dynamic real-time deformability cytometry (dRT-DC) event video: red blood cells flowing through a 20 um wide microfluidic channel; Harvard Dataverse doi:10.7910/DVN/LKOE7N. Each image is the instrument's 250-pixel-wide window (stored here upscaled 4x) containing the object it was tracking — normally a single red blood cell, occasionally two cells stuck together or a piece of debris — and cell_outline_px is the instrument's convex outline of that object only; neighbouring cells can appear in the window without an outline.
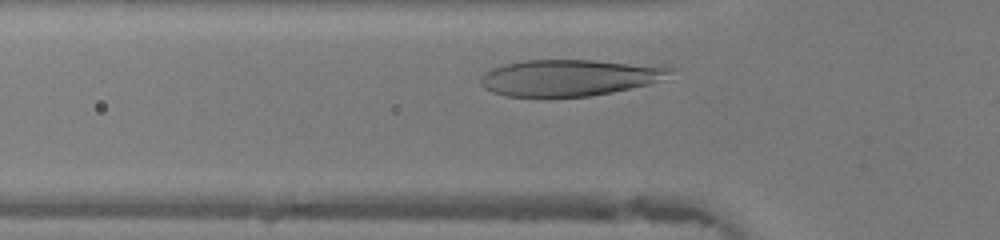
{"species": "human", "species_latin": "Homo sapiens", "temperature_condition": "warm", "stored_images_in_passage": 26, "camera_frame_rate_fps": 3000, "um_per_image_px": 0.085, "donor": {"sex": "female"}, "frame": {"image": 1, "passage_image": 5, "time_ms": 1.333, "image_size_px": [1000, 240], "cell_outline_px": [[672, 72], [648, 84], [612, 92], [588, 96], [508, 96], [492, 92], [484, 88], [480, 84], [480, 80], [484, 72], [492, 68], [504, 64], [524, 60], [592, 60], [660, 64], [672, 68]], "centroid_in_image_um": [48.39, 6.58], "position_along_channel_um": 77.4, "area_um2": 40.17}}
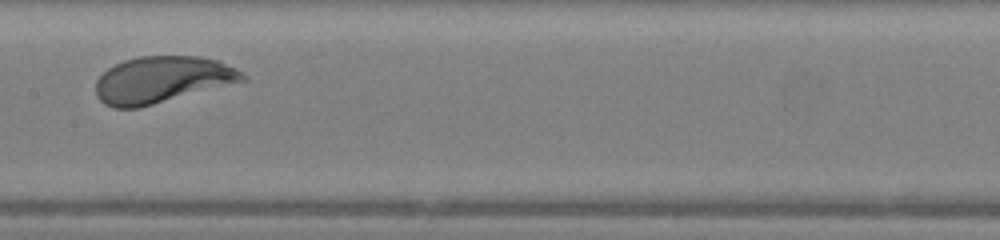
{"frame": {"image": 2, "passage_image": 13, "time_ms": 4.0, "image_size_px": [1000, 240], "cell_outline_px": [[248, 80], [140, 108], [112, 108], [104, 104], [96, 96], [96, 80], [108, 68], [124, 60], [140, 56], [200, 56], [220, 60], [236, 68], [248, 76]], "centroid_in_image_um": [13.81, 6.78], "position_along_channel_um": 193.6, "area_um2": 40.29}}
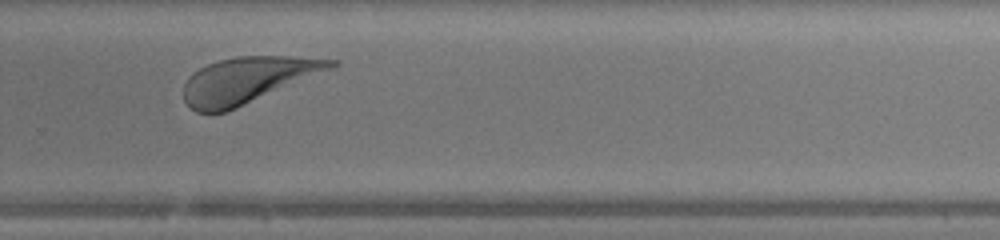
{"frame": {"image": 3, "passage_image": 21, "time_ms": 6.667, "image_size_px": [1000, 240], "cell_outline_px": [[340, 64], [332, 68], [228, 112], [196, 112], [184, 100], [184, 84], [188, 76], [192, 72], [208, 64], [220, 60], [236, 56], [288, 56], [340, 60]], "centroid_in_image_um": [21.02, 6.8], "position_along_channel_um": 308.8, "area_um2": 39.3}, "authors_computed_cell_mechanics": {"area_um2": 39.593, "velocity_mm_per_s": 4.3311, "shape_relaxation_time_tau1_ms": 1.2381, "shape_relaxation_time_tau2_ms": null, "deformation_change_tau1": 0.1436, "deformation_change_tau2": null}}